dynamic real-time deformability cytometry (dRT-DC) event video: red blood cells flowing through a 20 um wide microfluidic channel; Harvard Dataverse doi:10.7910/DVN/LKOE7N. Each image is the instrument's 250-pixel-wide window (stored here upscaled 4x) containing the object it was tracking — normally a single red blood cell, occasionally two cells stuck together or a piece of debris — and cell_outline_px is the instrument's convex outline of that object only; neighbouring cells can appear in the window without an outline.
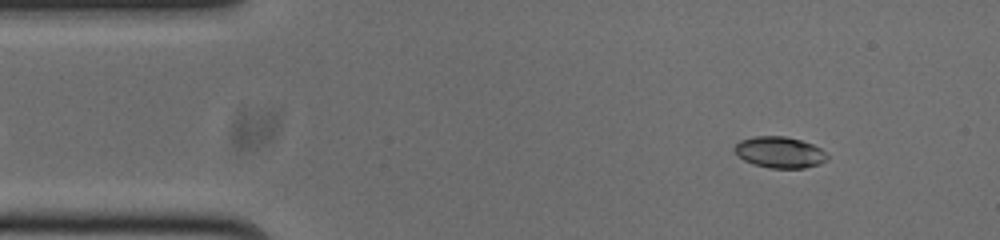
{"species": "common noctule bat (a hibernating species)", "species_latin": "Nyctalus noctula", "temperature_condition": "cold", "stored_images_in_passage": 52, "camera_frame_rate_fps": 3000, "um_per_image_px": 0.085, "animal": {"sex": "male", "body_mass_g": 20.0, "forearm_length_mm": 53.3}, "frame": {"image": 1, "passage_image": 5, "time_ms": 1.333, "image_size_px": [1000, 240], "cell_outline_px": [[828, 160], [820, 164], [804, 168], [772, 168], [752, 164], [744, 160], [732, 148], [740, 140], [756, 136], [784, 136], [800, 140], [812, 144], [820, 148], [828, 156]], "centroid_in_image_um": [66.28, 12.95], "position_along_channel_um": 18.7, "area_um2": 16.82}}
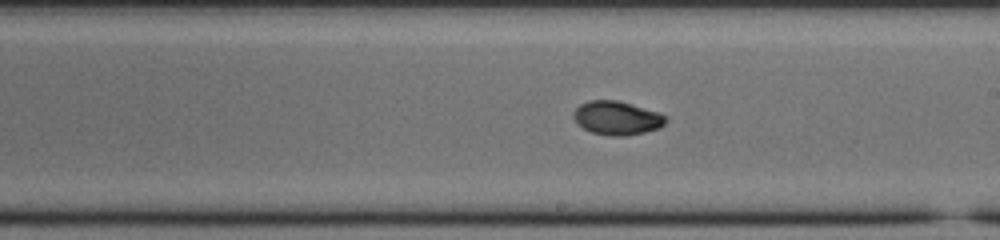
{"frame": {"image": 2, "passage_image": 28, "time_ms": 9.0, "image_size_px": [1000, 240], "cell_outline_px": [[668, 120], [660, 128], [644, 132], [624, 136], [608, 136], [592, 132], [584, 128], [572, 116], [572, 112], [580, 104], [588, 100], [616, 100], [660, 112], [668, 116]], "centroid_in_image_um": [52.47, 10.02], "position_along_channel_um": 236.5, "area_um2": 18.21}}
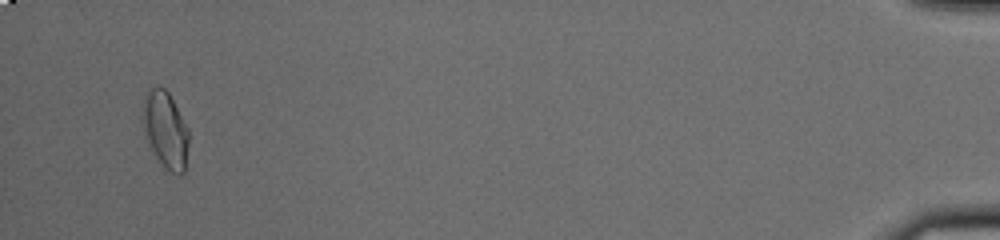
{"frame": {"image": 3, "passage_image": 50, "time_ms": 16.333, "image_size_px": [1000, 240], "cell_outline_px": [[188, 144], [184, 172], [180, 176], [172, 172], [160, 160], [144, 136], [140, 124], [140, 108], [148, 92], [152, 88], [164, 88], [168, 92], [188, 128]], "centroid_in_image_um": [14.02, 11.0], "position_along_channel_um": 421.2, "area_um2": 20.4}, "authors_computed_cell_mechanics": {"area_um2": 17.9758, "velocity_mm_per_s": 3.7712, "shape_relaxation_time_tau1_ms": 4.9166, "shape_relaxation_time_tau2_ms": 2.8923, "deformation_change_tau1": 0.1518, "deformation_change_tau2": 0.0442}}